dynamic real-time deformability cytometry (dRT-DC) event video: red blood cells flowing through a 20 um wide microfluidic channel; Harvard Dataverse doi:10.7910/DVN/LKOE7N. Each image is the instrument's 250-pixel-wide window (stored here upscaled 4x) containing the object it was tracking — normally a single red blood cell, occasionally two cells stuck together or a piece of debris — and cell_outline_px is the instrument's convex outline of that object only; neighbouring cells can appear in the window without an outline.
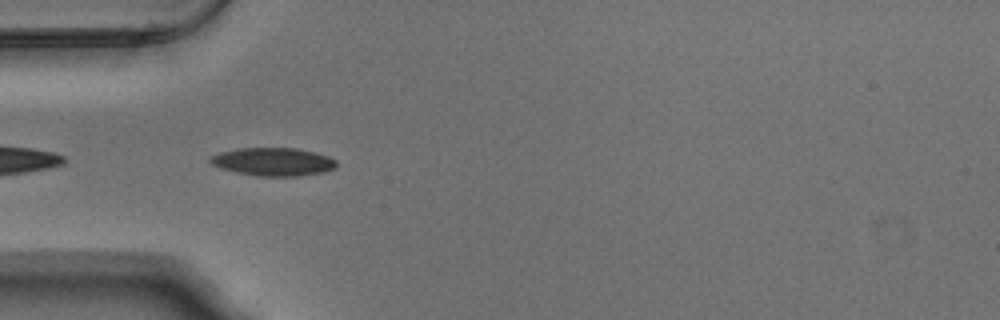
{"species": "Egyptian fruit bat (a non-hibernating species)", "species_latin": "Rousettus aegyptiacus", "temperature_condition": "warm", "stored_images_in_passage": 4, "camera_frame_rate_fps": 3000, "um_per_image_px": 0.085, "animal": {"sex": "male"}, "frame": {"image": 1, "passage_image": 2, "time_ms": 0.333, "image_size_px": [1000, 320], "cell_outline_px": [[336, 168], [324, 172], [300, 176], [260, 176], [236, 172], [220, 168], [212, 164], [208, 160], [212, 156], [220, 152], [236, 148], [296, 148], [316, 152], [328, 156], [336, 160]], "centroid_in_image_um": [23.24, 13.74], "position_along_channel_um": 61.8, "area_um2": 20.75}}